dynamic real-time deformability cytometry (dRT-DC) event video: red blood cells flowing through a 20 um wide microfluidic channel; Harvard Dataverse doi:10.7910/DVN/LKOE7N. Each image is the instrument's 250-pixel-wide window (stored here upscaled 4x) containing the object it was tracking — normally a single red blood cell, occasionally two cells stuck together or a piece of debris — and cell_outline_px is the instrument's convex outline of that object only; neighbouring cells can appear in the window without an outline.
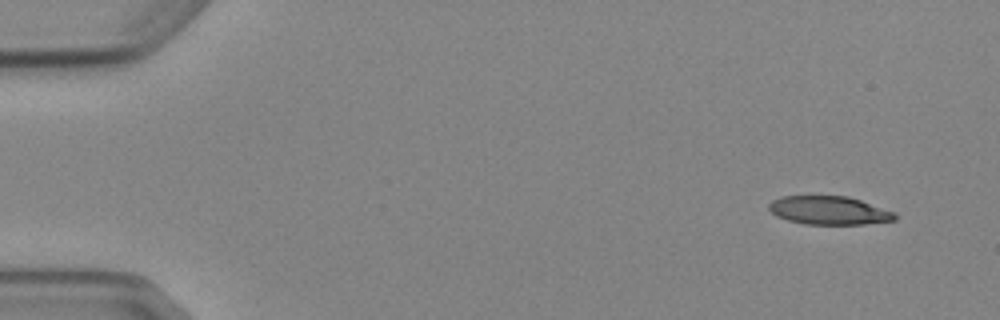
{"species": "Egyptian fruit bat (a non-hibernating species)", "species_latin": "Rousettus aegyptiacus", "temperature_condition": "cold", "stored_images_in_passage": 5, "camera_frame_rate_fps": 3000, "um_per_image_px": 0.085, "animal": {"sex": "female"}, "frame": {"image": 1, "passage_image": 1, "time_ms": 0.0, "image_size_px": [1000, 320], "cell_outline_px": [[896, 220], [864, 224], [804, 224], [788, 220], [776, 216], [768, 208], [768, 204], [772, 200], [780, 196], [848, 196], [896, 212]], "centroid_in_image_um": [70.46, 17.88], "position_along_channel_um": 14.5, "area_um2": 20.92}}
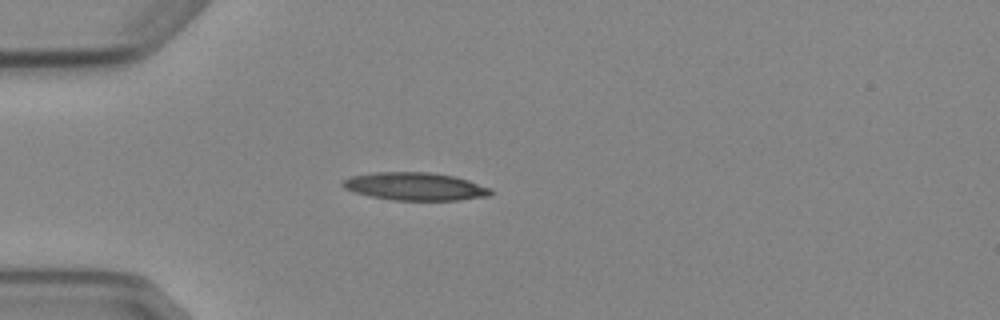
{"frame": {"image": 2, "passage_image": 4, "time_ms": 3.667, "image_size_px": [1000, 320], "cell_outline_px": [[492, 192], [488, 196], [460, 200], [392, 200], [372, 196], [356, 192], [344, 188], [340, 184], [344, 180], [352, 176], [372, 172], [428, 172], [452, 176], [468, 180], [492, 188]], "centroid_in_image_um": [35.29, 15.84], "position_along_channel_um": 49.7, "area_um2": 23.87}}